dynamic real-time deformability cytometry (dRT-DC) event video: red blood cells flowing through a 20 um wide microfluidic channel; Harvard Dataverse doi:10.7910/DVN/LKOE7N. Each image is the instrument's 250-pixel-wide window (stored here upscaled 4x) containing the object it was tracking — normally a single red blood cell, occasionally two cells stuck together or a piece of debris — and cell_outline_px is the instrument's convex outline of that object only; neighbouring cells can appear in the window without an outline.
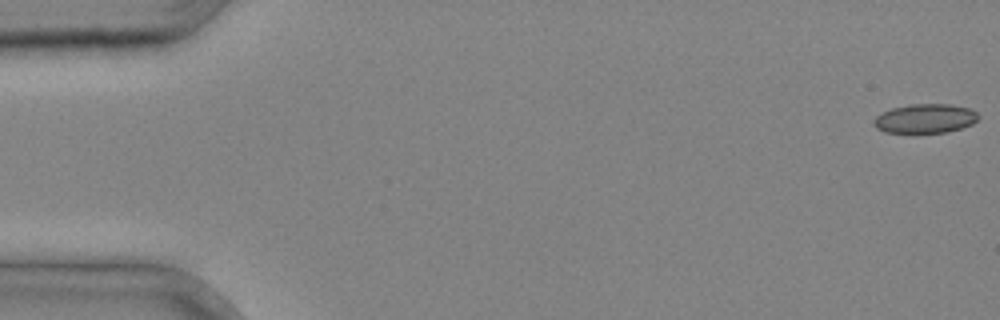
{"species": "common noctule bat (a hibernating species)", "species_latin": "Nyctalus noctula", "temperature_condition": "cold", "stored_images_in_passage": 36, "camera_frame_rate_fps": 3000, "um_per_image_px": 0.085, "animal": {"sex": "male", "body_mass_g": 20.4}, "frame": {"image": 1, "passage_image": 1, "time_ms": 0.0, "image_size_px": [1000, 320], "cell_outline_px": [[980, 116], [972, 124], [948, 132], [884, 132], [876, 128], [872, 124], [872, 120], [876, 116], [892, 108], [908, 104], [952, 104], [972, 108]], "centroid_in_image_um": [78.64, 10.06], "position_along_channel_um": 6.4, "area_um2": 17.86}}
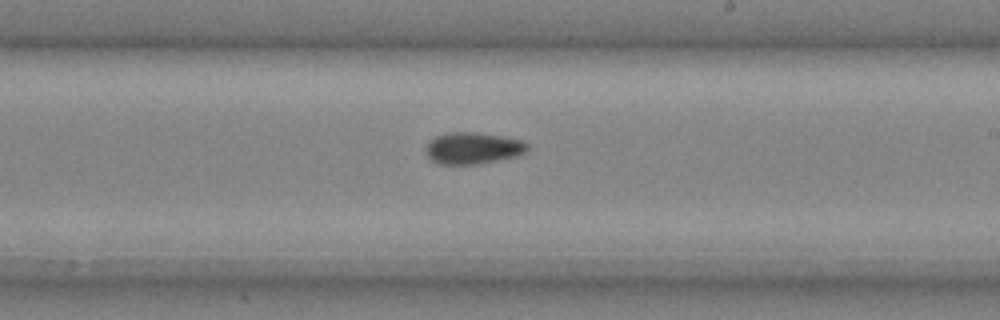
{"frame": {"image": 2, "passage_image": 23, "time_ms": 7.333, "image_size_px": [1000, 320], "cell_outline_px": [[528, 148], [524, 152], [516, 156], [476, 164], [440, 164], [432, 160], [424, 152], [428, 144], [436, 136], [444, 132], [476, 132], [504, 136], [524, 140], [528, 144]], "centroid_in_image_um": [40.2, 12.57], "position_along_channel_um": 248.8, "area_um2": 18.73}}
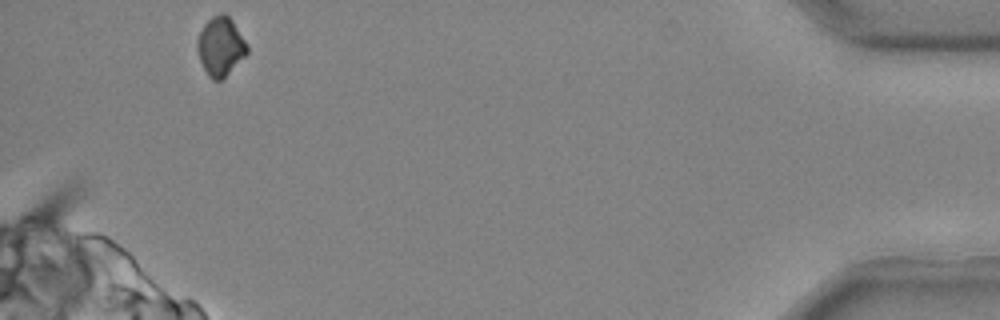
{"frame": {"image": 3, "passage_image": 36, "time_ms": 11.667, "image_size_px": [1000, 320], "cell_outline_px": [[248, 52], [220, 80], [212, 80], [208, 76], [200, 60], [196, 48], [196, 40], [204, 24], [212, 16], [220, 12], [224, 12], [232, 20], [244, 40], [248, 48]], "centroid_in_image_um": [18.71, 3.91], "position_along_channel_um": 416.5, "area_um2": 16.76}}